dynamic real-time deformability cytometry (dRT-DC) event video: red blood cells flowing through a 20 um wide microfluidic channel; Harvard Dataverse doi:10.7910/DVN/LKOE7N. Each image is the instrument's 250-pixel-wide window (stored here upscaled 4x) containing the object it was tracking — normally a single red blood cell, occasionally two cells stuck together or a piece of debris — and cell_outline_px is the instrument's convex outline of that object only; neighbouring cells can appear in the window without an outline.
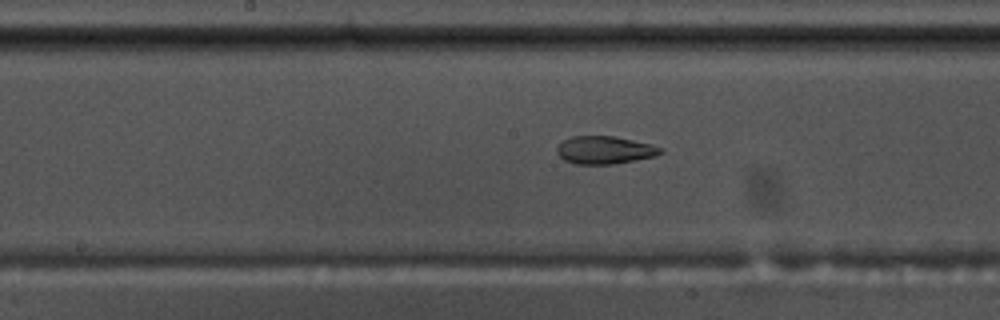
{"species": "common noctule bat (a hibernating species)", "species_latin": "Nyctalus noctula", "temperature_condition": "warm", "stored_images_in_passage": 46, "camera_frame_rate_fps": 3000, "um_per_image_px": 0.085, "animal": {"sex": "male", "body_mass_g": 17.5, "forearm_length_mm": 52.3}, "frame": {"image": 1, "passage_image": 29, "time_ms": 9.333, "image_size_px": [1000, 320], "cell_outline_px": [[664, 152], [656, 156], [616, 164], [576, 164], [564, 160], [556, 152], [556, 148], [564, 140], [572, 136], [616, 136], [652, 144], [664, 148]], "centroid_in_image_um": [51.45, 12.75], "position_along_channel_um": 196.8, "area_um2": 16.99}}
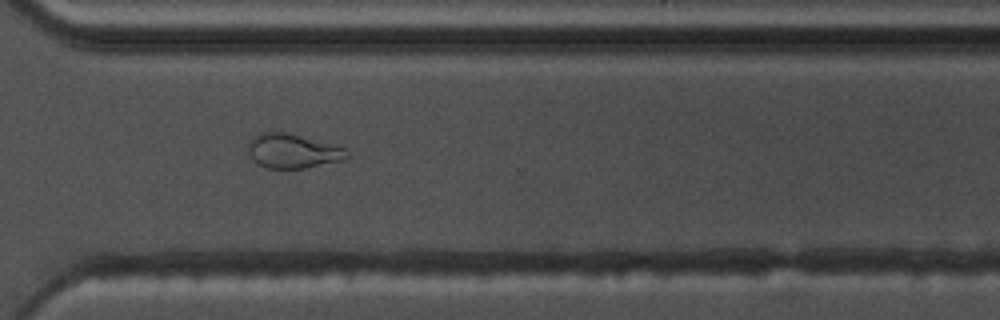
{"frame": {"image": 2, "passage_image": 41, "time_ms": 13.333, "image_size_px": [1000, 320], "cell_outline_px": [[352, 156], [348, 160], [304, 168], [268, 168], [252, 160], [248, 152], [248, 140], [260, 132], [288, 132], [340, 144]], "centroid_in_image_um": [24.97, 12.82], "position_along_channel_um": 345.6, "area_um2": 20.52}}
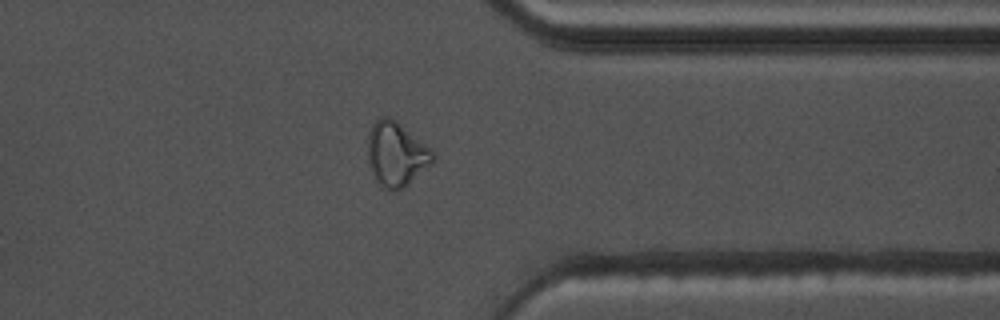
{"frame": {"image": 3, "passage_image": 44, "time_ms": 14.333, "image_size_px": [1000, 320], "cell_outline_px": [[436, 160], [432, 164], [404, 188], [396, 192], [380, 188], [376, 180], [368, 160], [368, 132], [372, 124], [380, 116], [388, 116], [396, 120], [432, 148], [436, 156]], "centroid_in_image_um": [33.71, 13.11], "position_along_channel_um": 377.7, "area_um2": 24.97}}